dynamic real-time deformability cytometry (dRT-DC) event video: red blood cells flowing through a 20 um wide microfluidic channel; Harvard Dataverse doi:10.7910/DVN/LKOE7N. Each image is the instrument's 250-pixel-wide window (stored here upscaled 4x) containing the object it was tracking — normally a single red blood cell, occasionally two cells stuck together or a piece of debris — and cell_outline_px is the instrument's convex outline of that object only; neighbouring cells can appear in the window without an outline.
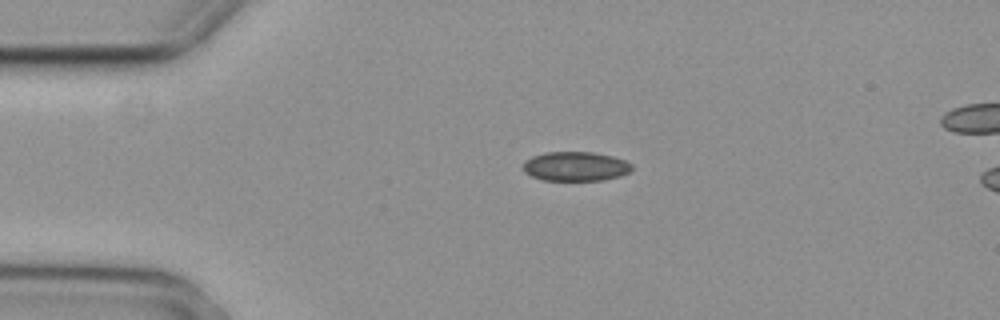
{"species": "common noctule bat (a hibernating species)", "species_latin": "Nyctalus noctula", "temperature_condition": "cold", "stored_images_in_passage": 2, "camera_frame_rate_fps": 3000, "um_per_image_px": 0.085, "animal": {"sex": "female", "body_mass_g": 29.2, "forearm_length_mm": 56.3}, "frame": {"image": 1, "passage_image": 1, "time_ms": 0.0, "image_size_px": [1000, 320], "cell_outline_px": [[632, 168], [628, 172], [620, 176], [604, 180], [544, 180], [532, 176], [524, 172], [524, 160], [532, 156], [544, 152], [592, 152], [612, 156], [624, 160], [632, 164]], "centroid_in_image_um": [48.91, 14.13], "position_along_channel_um": 36.1, "area_um2": 18.55}}